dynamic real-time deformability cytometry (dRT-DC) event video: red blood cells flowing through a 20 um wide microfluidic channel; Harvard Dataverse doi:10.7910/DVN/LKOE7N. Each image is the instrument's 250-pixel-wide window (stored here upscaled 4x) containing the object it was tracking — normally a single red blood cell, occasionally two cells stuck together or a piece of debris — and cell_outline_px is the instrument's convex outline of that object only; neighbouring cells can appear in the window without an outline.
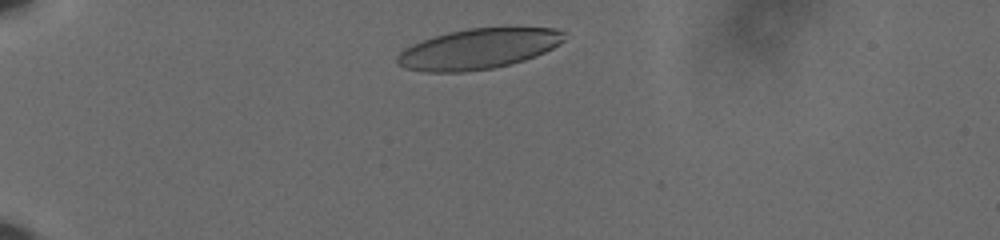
{"species": "human", "species_latin": "Homo sapiens", "temperature_condition": "cold", "stored_images_in_passage": 39, "camera_frame_rate_fps": 3000, "um_per_image_px": 0.085, "donor": {"sex": "male"}, "frame": {"image": 1, "passage_image": 4, "time_ms": 1.0, "image_size_px": [1000, 240], "cell_outline_px": [[568, 32], [564, 40], [552, 48], [536, 56], [524, 60], [492, 68], [464, 72], [424, 72], [404, 68], [396, 64], [396, 56], [404, 48], [412, 44], [432, 36], [448, 32], [468, 28], [552, 28]], "centroid_in_image_um": [40.62, 4.16], "position_along_channel_um": 44.4, "area_um2": 39.42}}
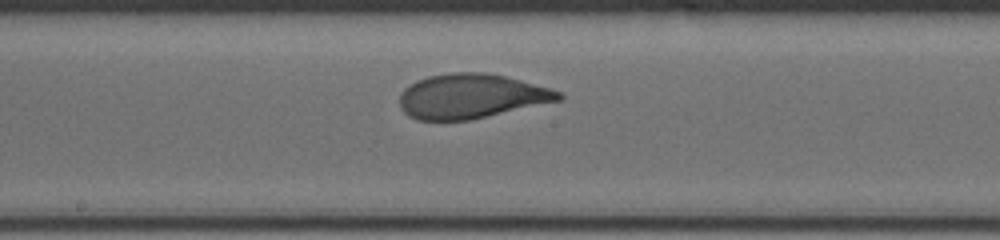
{"frame": {"image": 2, "passage_image": 22, "time_ms": 7.0, "image_size_px": [1000, 240], "cell_outline_px": [[564, 96], [560, 100], [468, 120], [416, 120], [408, 116], [400, 108], [400, 92], [404, 88], [416, 80], [428, 76], [452, 72], [484, 72], [504, 76], [548, 88], [560, 92]], "centroid_in_image_um": [39.98, 8.17], "position_along_channel_um": 208.2, "area_um2": 40.92}}
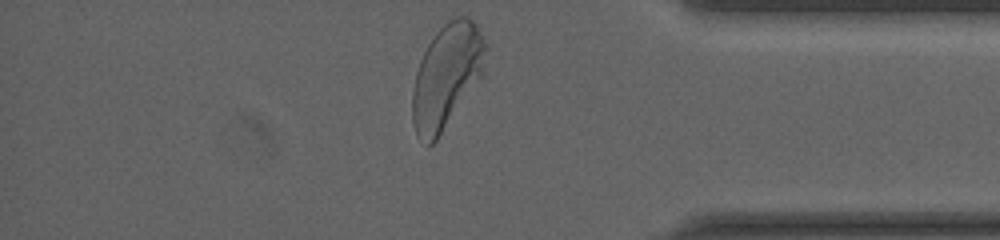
{"frame": {"image": 3, "passage_image": 39, "time_ms": 12.667, "image_size_px": [1000, 240], "cell_outline_px": [[484, 48], [480, 76], [436, 140], [432, 144], [428, 144], [416, 136], [412, 120], [412, 92], [416, 72], [420, 60], [428, 44], [436, 32], [448, 20], [456, 16], [468, 16], [476, 24], [484, 40]], "centroid_in_image_um": [37.89, 6.45], "position_along_channel_um": 397.3, "area_um2": 43.06}, "authors_computed_cell_mechanics": {"area_um2": 41.5004, "velocity_mm_per_s": 3.5979, "shape_relaxation_time_tau1_ms": 3.8657, "shape_relaxation_time_tau2_ms": null, "deformation_change_tau1": 0.1689, "deformation_change_tau2": null}}